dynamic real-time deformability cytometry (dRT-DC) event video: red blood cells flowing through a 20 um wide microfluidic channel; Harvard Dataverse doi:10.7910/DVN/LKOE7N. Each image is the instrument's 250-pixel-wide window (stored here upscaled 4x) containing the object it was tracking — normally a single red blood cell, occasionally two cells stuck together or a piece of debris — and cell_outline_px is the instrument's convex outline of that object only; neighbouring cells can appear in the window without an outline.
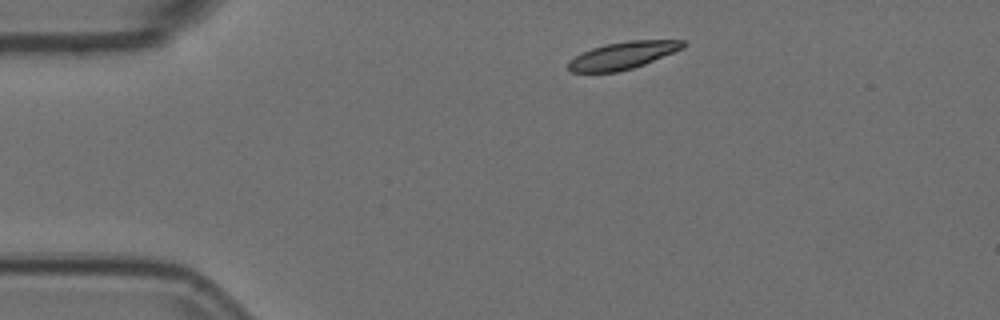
{"species": "Egyptian fruit bat (a non-hibernating species)", "species_latin": "Rousettus aegyptiacus", "temperature_condition": "room temperature", "stored_images_in_passage": 3, "camera_frame_rate_fps": 3000, "um_per_image_px": 0.085, "animal": {"sex": "female"}, "frame": {"image": 1, "passage_image": 1, "time_ms": 0.0, "image_size_px": [1000, 320], "cell_outline_px": [[688, 44], [684, 48], [644, 64], [632, 68], [616, 72], [572, 72], [568, 68], [568, 60], [580, 52], [604, 44], [628, 40], [684, 40]], "centroid_in_image_um": [52.93, 4.69], "position_along_channel_um": 32.1, "area_um2": 18.38}}
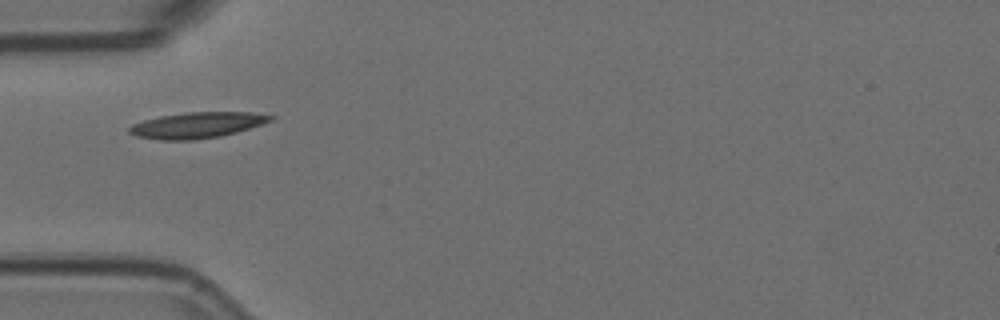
{"frame": {"image": 2, "passage_image": 3, "time_ms": 0.667, "image_size_px": [1000, 320], "cell_outline_px": [[276, 116], [272, 120], [236, 132], [220, 136], [192, 140], [160, 140], [136, 136], [128, 132], [128, 128], [132, 124], [144, 120], [160, 116], [184, 112], [252, 112]], "centroid_in_image_um": [16.72, 10.63], "position_along_channel_um": 68.3, "area_um2": 21.21}}